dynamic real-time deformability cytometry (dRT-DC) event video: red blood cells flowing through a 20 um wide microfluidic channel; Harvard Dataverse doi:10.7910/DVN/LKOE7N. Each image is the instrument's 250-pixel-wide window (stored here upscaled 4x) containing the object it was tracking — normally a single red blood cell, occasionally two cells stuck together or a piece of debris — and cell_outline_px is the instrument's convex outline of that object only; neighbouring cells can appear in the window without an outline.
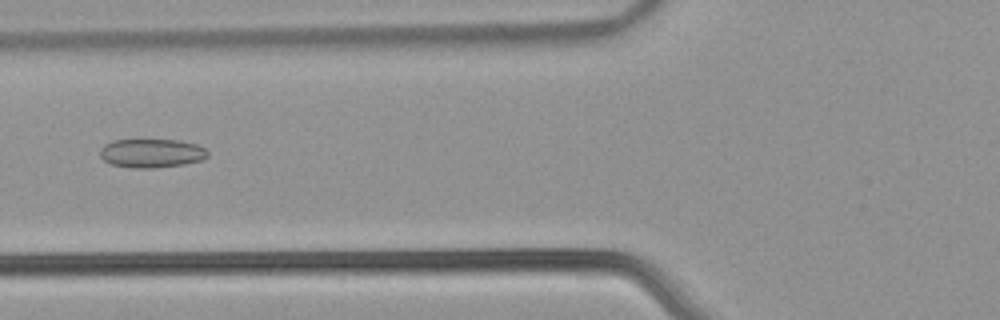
{"species": "common noctule bat (a hibernating species)", "species_latin": "Nyctalus noctula", "temperature_condition": "warm", "stored_images_in_passage": 42, "camera_frame_rate_fps": 3000, "um_per_image_px": 0.085, "animal": {"sex": "male", "body_mass_g": 21.5, "forearm_length_mm": 52.0}, "frame": {"image": 1, "passage_image": 10, "time_ms": 3.0, "image_size_px": [1000, 320], "cell_outline_px": [[208, 156], [200, 160], [184, 164], [156, 168], [132, 168], [112, 164], [104, 160], [100, 156], [100, 148], [104, 144], [112, 140], [180, 140], [196, 144], [204, 148], [208, 152]], "centroid_in_image_um": [12.86, 13.02], "position_along_channel_um": 112.9, "area_um2": 18.09}}
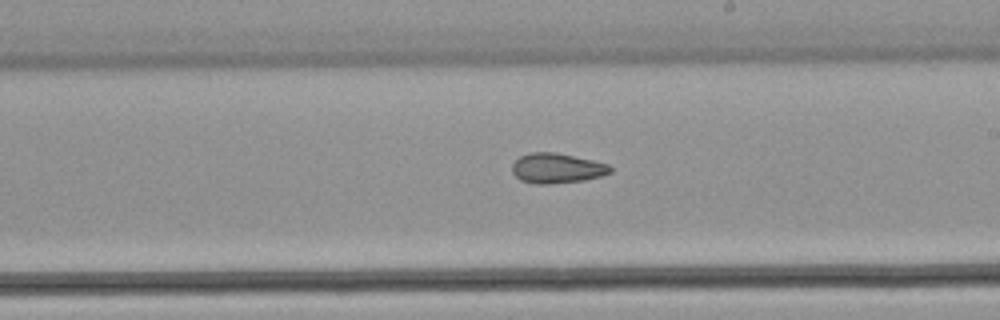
{"frame": {"image": 2, "passage_image": 20, "time_ms": 6.333, "image_size_px": [1000, 320], "cell_outline_px": [[612, 172], [600, 176], [584, 180], [548, 184], [536, 184], [520, 180], [512, 172], [512, 164], [520, 156], [532, 152], [556, 152], [592, 160], [608, 164], [612, 168]], "centroid_in_image_um": [47.32, 14.3], "position_along_channel_um": 241.7, "area_um2": 17.11}}
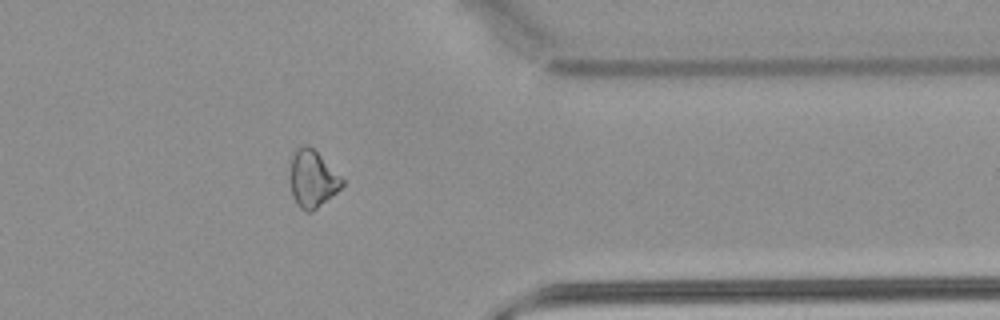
{"frame": {"image": 3, "passage_image": 32, "time_ms": 10.333, "image_size_px": [1000, 320], "cell_outline_px": [[344, 184], [336, 192], [312, 212], [304, 212], [300, 208], [292, 196], [288, 180], [288, 172], [292, 152], [300, 144], [308, 144], [344, 180]], "centroid_in_image_um": [26.48, 15.19], "position_along_channel_um": 384.9, "area_um2": 17.63}, "authors_computed_cell_mechanics": {"area_um2": 17.629, "velocity_mm_per_s": 3.8566, "shape_relaxation_time_tau1_ms": null, "shape_relaxation_time_tau2_ms": 4.4775, "deformation_change_tau1": null, "deformation_change_tau2": 0.1151}}